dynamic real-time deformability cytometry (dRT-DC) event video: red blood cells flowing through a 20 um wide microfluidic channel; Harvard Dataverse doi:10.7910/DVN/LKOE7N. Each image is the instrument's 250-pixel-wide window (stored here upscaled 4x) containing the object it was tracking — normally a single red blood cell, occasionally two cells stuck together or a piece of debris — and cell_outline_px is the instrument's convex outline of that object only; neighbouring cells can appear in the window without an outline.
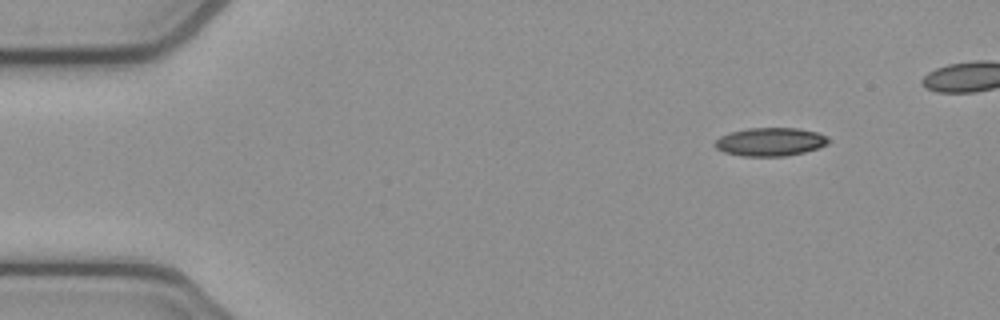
{"species": "common noctule bat (a hibernating species)", "species_latin": "Nyctalus noctula", "temperature_condition": "cold", "stored_images_in_passage": 5, "camera_frame_rate_fps": 3000, "um_per_image_px": 0.085, "animal": {"sex": "female", "body_mass_g": 21.9}, "frame": {"image": 1, "passage_image": 1, "time_ms": 0.0, "image_size_px": [1000, 320], "cell_outline_px": [[828, 144], [804, 152], [784, 156], [740, 156], [724, 152], [716, 148], [712, 144], [720, 136], [728, 132], [748, 128], [800, 128], [816, 132], [828, 136]], "centroid_in_image_um": [65.43, 12.05], "position_along_channel_um": 19.6, "area_um2": 18.84}}
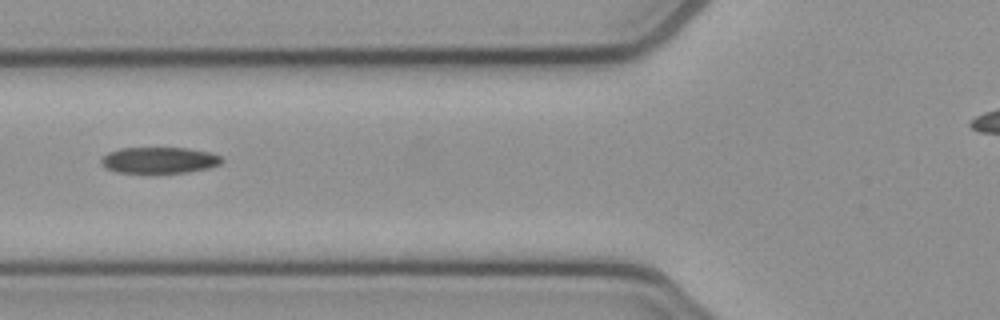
{"frame": {"image": 2, "passage_image": 4, "time_ms": 1.0, "image_size_px": [1000, 320], "cell_outline_px": [[224, 160], [220, 164], [208, 168], [188, 172], [116, 172], [104, 168], [100, 164], [100, 156], [108, 152], [120, 148], [188, 148], [208, 152], [220, 156]], "centroid_in_image_um": [13.48, 13.61], "position_along_channel_um": 112.3, "area_um2": 18.44}}
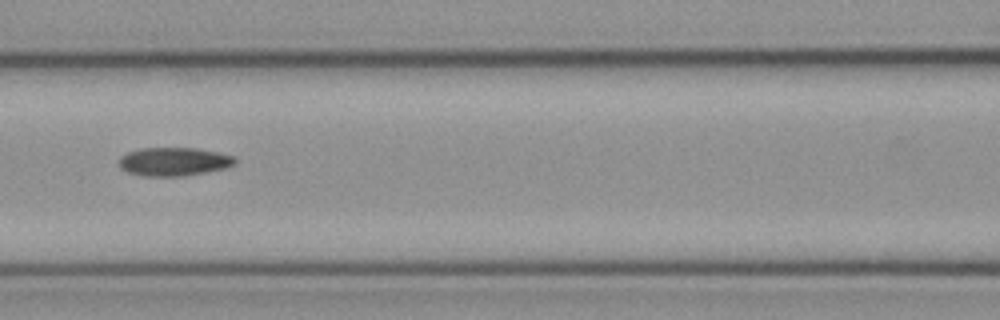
{"frame": {"image": 3, "passage_image": 5, "time_ms": 1.333, "image_size_px": [1000, 320], "cell_outline_px": [[236, 164], [228, 168], [184, 176], [140, 176], [128, 172], [120, 168], [120, 156], [128, 152], [140, 148], [196, 148], [216, 152], [232, 156], [236, 160]], "centroid_in_image_um": [14.78, 13.74], "position_along_channel_um": 151.8, "area_um2": 19.31}}